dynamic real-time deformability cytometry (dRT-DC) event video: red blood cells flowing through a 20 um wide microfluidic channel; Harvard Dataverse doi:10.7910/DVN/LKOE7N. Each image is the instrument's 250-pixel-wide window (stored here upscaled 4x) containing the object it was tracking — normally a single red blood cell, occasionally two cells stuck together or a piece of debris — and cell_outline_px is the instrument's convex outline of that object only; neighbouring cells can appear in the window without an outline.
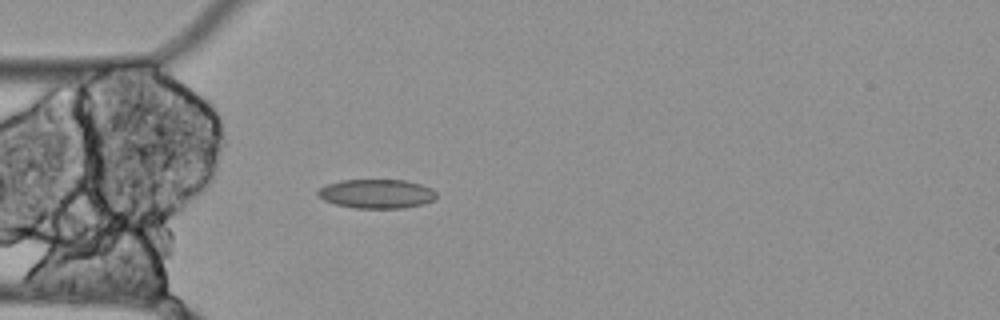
{"species": "Egyptian fruit bat (a non-hibernating species)", "species_latin": "Rousettus aegyptiacus", "temperature_condition": "cold", "stored_images_in_passage": 47, "camera_frame_rate_fps": 3000, "um_per_image_px": 0.085, "animal": {"sex": "female"}, "frame": {"image": 1, "passage_image": 13, "time_ms": 4.0, "image_size_px": [1000, 320], "cell_outline_px": [[436, 200], [424, 204], [404, 208], [352, 208], [336, 204], [324, 200], [316, 192], [320, 188], [328, 184], [340, 180], [404, 180], [420, 184], [432, 188], [436, 192]], "centroid_in_image_um": [32.05, 16.47], "position_along_channel_um": 52.9, "area_um2": 20.17}}
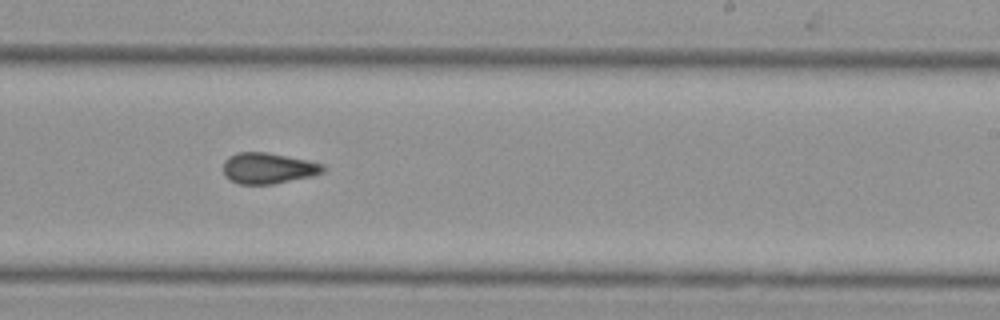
{"frame": {"image": 2, "passage_image": 31, "time_ms": 10.0, "image_size_px": [1000, 320], "cell_outline_px": [[324, 172], [312, 176], [272, 184], [240, 184], [224, 176], [224, 160], [228, 156], [236, 152], [268, 152], [308, 160], [324, 164]], "centroid_in_image_um": [22.79, 14.28], "position_along_channel_um": 266.2, "area_um2": 18.03}}
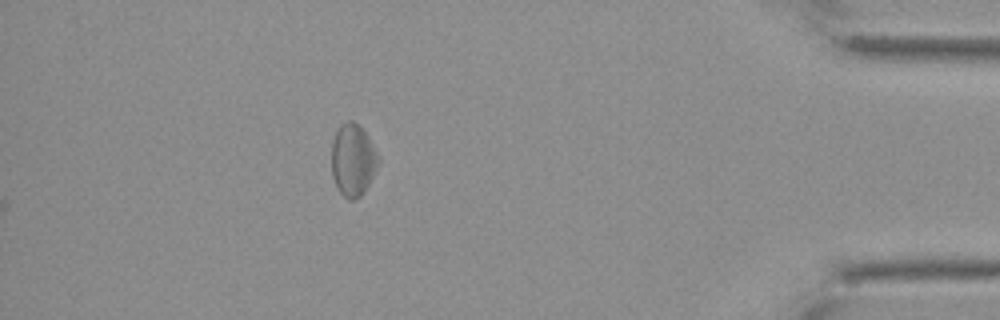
{"frame": {"image": 3, "passage_image": 47, "time_ms": 15.333, "image_size_px": [1000, 320], "cell_outline_px": [[380, 164], [364, 192], [360, 196], [352, 200], [348, 200], [336, 188], [332, 176], [332, 140], [340, 124], [348, 120], [352, 120], [368, 136], [380, 156]], "centroid_in_image_um": [30.01, 13.61], "position_along_channel_um": 405.2, "area_um2": 19.88}, "authors_computed_cell_mechanics": {"area_um2": 18.6694, "velocity_mm_per_s": 3.4844, "shape_relaxation_time_tau1_ms": null, "shape_relaxation_time_tau2_ms": 5.9829, "deformation_change_tau1": null, "deformation_change_tau2": 0.1396}}